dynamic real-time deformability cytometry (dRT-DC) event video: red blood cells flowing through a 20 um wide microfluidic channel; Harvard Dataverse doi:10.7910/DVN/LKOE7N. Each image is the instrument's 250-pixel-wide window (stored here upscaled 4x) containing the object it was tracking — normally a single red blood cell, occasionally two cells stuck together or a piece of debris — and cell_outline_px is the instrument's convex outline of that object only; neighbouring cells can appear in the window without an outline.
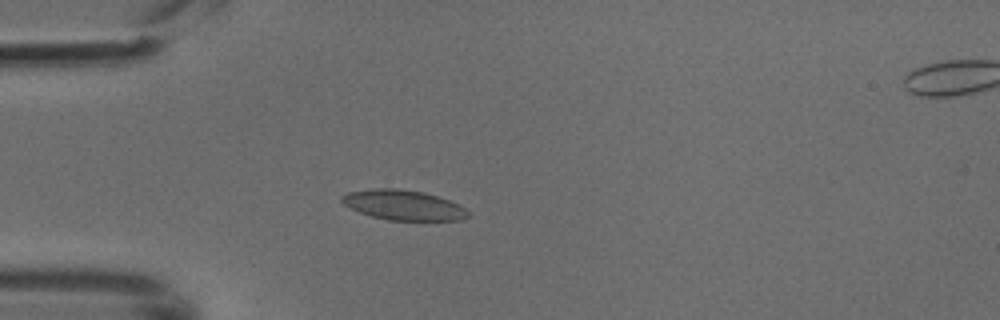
{"species": "common noctule bat (a hibernating species)", "species_latin": "Nyctalus noctula", "temperature_condition": "cold", "stored_images_in_passage": 5, "camera_frame_rate_fps": 3000, "um_per_image_px": 0.085, "animal": {"sex": "male", "body_mass_g": 18.8}, "frame": {"image": 1, "passage_image": 4, "time_ms": 1.0, "image_size_px": [1000, 320], "cell_outline_px": [[472, 216], [464, 220], [388, 220], [372, 216], [360, 212], [344, 204], [340, 200], [340, 196], [348, 192], [372, 188], [396, 188], [424, 192], [448, 200], [472, 212]], "centroid_in_image_um": [34.31, 17.43], "position_along_channel_um": 50.7, "area_um2": 22.14}}